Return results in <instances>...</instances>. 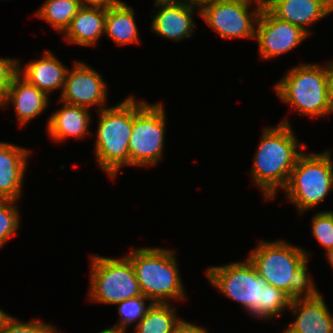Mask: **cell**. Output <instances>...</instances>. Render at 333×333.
Instances as JSON below:
<instances>
[{
    "label": "cell",
    "mask_w": 333,
    "mask_h": 333,
    "mask_svg": "<svg viewBox=\"0 0 333 333\" xmlns=\"http://www.w3.org/2000/svg\"><path fill=\"white\" fill-rule=\"evenodd\" d=\"M206 277L221 294L241 304L253 318L271 319L289 310L291 298L282 290L261 278L246 258L244 262H231L210 266ZM286 308V309H285Z\"/></svg>",
    "instance_id": "6da1fadb"
},
{
    "label": "cell",
    "mask_w": 333,
    "mask_h": 333,
    "mask_svg": "<svg viewBox=\"0 0 333 333\" xmlns=\"http://www.w3.org/2000/svg\"><path fill=\"white\" fill-rule=\"evenodd\" d=\"M247 259L267 284L291 299L316 297L320 292L308 273V252L289 242L260 240ZM309 274V275H308Z\"/></svg>",
    "instance_id": "7a4b0ae2"
},
{
    "label": "cell",
    "mask_w": 333,
    "mask_h": 333,
    "mask_svg": "<svg viewBox=\"0 0 333 333\" xmlns=\"http://www.w3.org/2000/svg\"><path fill=\"white\" fill-rule=\"evenodd\" d=\"M288 119L279 125L263 128L252 165V182L258 185L265 200L275 199L278 188L284 189L305 143L298 142ZM299 151V152H298Z\"/></svg>",
    "instance_id": "3957f363"
},
{
    "label": "cell",
    "mask_w": 333,
    "mask_h": 333,
    "mask_svg": "<svg viewBox=\"0 0 333 333\" xmlns=\"http://www.w3.org/2000/svg\"><path fill=\"white\" fill-rule=\"evenodd\" d=\"M125 256L134 267L141 294L152 303H169L170 298H177V301L186 298L172 249L141 247Z\"/></svg>",
    "instance_id": "277c9868"
},
{
    "label": "cell",
    "mask_w": 333,
    "mask_h": 333,
    "mask_svg": "<svg viewBox=\"0 0 333 333\" xmlns=\"http://www.w3.org/2000/svg\"><path fill=\"white\" fill-rule=\"evenodd\" d=\"M300 64L285 73L274 90L279 99L302 115L326 117L333 113L326 64Z\"/></svg>",
    "instance_id": "5b68a950"
},
{
    "label": "cell",
    "mask_w": 333,
    "mask_h": 333,
    "mask_svg": "<svg viewBox=\"0 0 333 333\" xmlns=\"http://www.w3.org/2000/svg\"><path fill=\"white\" fill-rule=\"evenodd\" d=\"M98 115L95 140L97 166L115 179L123 166H130L128 145L133 127V95L117 105L101 109Z\"/></svg>",
    "instance_id": "8992f818"
},
{
    "label": "cell",
    "mask_w": 333,
    "mask_h": 333,
    "mask_svg": "<svg viewBox=\"0 0 333 333\" xmlns=\"http://www.w3.org/2000/svg\"><path fill=\"white\" fill-rule=\"evenodd\" d=\"M331 157V151L316 154L303 152L298 157L282 191L285 192L286 200L294 204L299 213L319 205L333 188Z\"/></svg>",
    "instance_id": "52a82bcc"
},
{
    "label": "cell",
    "mask_w": 333,
    "mask_h": 333,
    "mask_svg": "<svg viewBox=\"0 0 333 333\" xmlns=\"http://www.w3.org/2000/svg\"><path fill=\"white\" fill-rule=\"evenodd\" d=\"M166 113L162 102L150 104L133 96V127L128 145L130 166H152L163 158Z\"/></svg>",
    "instance_id": "ba28073f"
},
{
    "label": "cell",
    "mask_w": 333,
    "mask_h": 333,
    "mask_svg": "<svg viewBox=\"0 0 333 333\" xmlns=\"http://www.w3.org/2000/svg\"><path fill=\"white\" fill-rule=\"evenodd\" d=\"M90 257L89 301L115 305L142 295L134 267L126 256Z\"/></svg>",
    "instance_id": "9c48e42d"
},
{
    "label": "cell",
    "mask_w": 333,
    "mask_h": 333,
    "mask_svg": "<svg viewBox=\"0 0 333 333\" xmlns=\"http://www.w3.org/2000/svg\"><path fill=\"white\" fill-rule=\"evenodd\" d=\"M253 4L255 8L249 11ZM263 7L264 0H209L200 5V16L222 38L255 40L256 24Z\"/></svg>",
    "instance_id": "30bf717a"
},
{
    "label": "cell",
    "mask_w": 333,
    "mask_h": 333,
    "mask_svg": "<svg viewBox=\"0 0 333 333\" xmlns=\"http://www.w3.org/2000/svg\"><path fill=\"white\" fill-rule=\"evenodd\" d=\"M308 36L300 27L278 19L265 6L262 8L256 24L255 40L263 60L289 52Z\"/></svg>",
    "instance_id": "8fae6325"
},
{
    "label": "cell",
    "mask_w": 333,
    "mask_h": 333,
    "mask_svg": "<svg viewBox=\"0 0 333 333\" xmlns=\"http://www.w3.org/2000/svg\"><path fill=\"white\" fill-rule=\"evenodd\" d=\"M73 66L68 69L59 101L88 109L98 105V111L106 108L108 89L101 74L84 62L77 61Z\"/></svg>",
    "instance_id": "7c38bea8"
},
{
    "label": "cell",
    "mask_w": 333,
    "mask_h": 333,
    "mask_svg": "<svg viewBox=\"0 0 333 333\" xmlns=\"http://www.w3.org/2000/svg\"><path fill=\"white\" fill-rule=\"evenodd\" d=\"M289 309L294 320L283 333H333V316L321 293L291 299Z\"/></svg>",
    "instance_id": "4fadbf2b"
},
{
    "label": "cell",
    "mask_w": 333,
    "mask_h": 333,
    "mask_svg": "<svg viewBox=\"0 0 333 333\" xmlns=\"http://www.w3.org/2000/svg\"><path fill=\"white\" fill-rule=\"evenodd\" d=\"M156 14L151 22L152 32L170 39L171 41H182L190 38L194 33V10L200 15V5L182 1L177 4L157 5Z\"/></svg>",
    "instance_id": "5bb4252c"
},
{
    "label": "cell",
    "mask_w": 333,
    "mask_h": 333,
    "mask_svg": "<svg viewBox=\"0 0 333 333\" xmlns=\"http://www.w3.org/2000/svg\"><path fill=\"white\" fill-rule=\"evenodd\" d=\"M30 154L26 148L0 141V200L18 201L22 197Z\"/></svg>",
    "instance_id": "9a60e30c"
},
{
    "label": "cell",
    "mask_w": 333,
    "mask_h": 333,
    "mask_svg": "<svg viewBox=\"0 0 333 333\" xmlns=\"http://www.w3.org/2000/svg\"><path fill=\"white\" fill-rule=\"evenodd\" d=\"M264 6L278 19L300 27L309 36L312 32L307 27L333 12L322 0H264Z\"/></svg>",
    "instance_id": "2e32d148"
},
{
    "label": "cell",
    "mask_w": 333,
    "mask_h": 333,
    "mask_svg": "<svg viewBox=\"0 0 333 333\" xmlns=\"http://www.w3.org/2000/svg\"><path fill=\"white\" fill-rule=\"evenodd\" d=\"M49 96L36 86L28 83L18 73L13 77L0 108L13 103L18 124L23 127L48 107Z\"/></svg>",
    "instance_id": "e0dca14e"
},
{
    "label": "cell",
    "mask_w": 333,
    "mask_h": 333,
    "mask_svg": "<svg viewBox=\"0 0 333 333\" xmlns=\"http://www.w3.org/2000/svg\"><path fill=\"white\" fill-rule=\"evenodd\" d=\"M41 55L40 59L28 62L24 67L18 61V74L48 96L56 89H61L62 93L69 68L50 51Z\"/></svg>",
    "instance_id": "ac0fdd59"
},
{
    "label": "cell",
    "mask_w": 333,
    "mask_h": 333,
    "mask_svg": "<svg viewBox=\"0 0 333 333\" xmlns=\"http://www.w3.org/2000/svg\"><path fill=\"white\" fill-rule=\"evenodd\" d=\"M106 5H82L63 33L66 42L92 46L104 35Z\"/></svg>",
    "instance_id": "d6986e66"
},
{
    "label": "cell",
    "mask_w": 333,
    "mask_h": 333,
    "mask_svg": "<svg viewBox=\"0 0 333 333\" xmlns=\"http://www.w3.org/2000/svg\"><path fill=\"white\" fill-rule=\"evenodd\" d=\"M47 122V132L52 141L63 142L70 137L84 138L90 132L91 113L88 108L62 103Z\"/></svg>",
    "instance_id": "ffe728a7"
},
{
    "label": "cell",
    "mask_w": 333,
    "mask_h": 333,
    "mask_svg": "<svg viewBox=\"0 0 333 333\" xmlns=\"http://www.w3.org/2000/svg\"><path fill=\"white\" fill-rule=\"evenodd\" d=\"M134 15V9L124 1L116 0L106 5L104 36L122 46L140 42Z\"/></svg>",
    "instance_id": "44dd1931"
},
{
    "label": "cell",
    "mask_w": 333,
    "mask_h": 333,
    "mask_svg": "<svg viewBox=\"0 0 333 333\" xmlns=\"http://www.w3.org/2000/svg\"><path fill=\"white\" fill-rule=\"evenodd\" d=\"M169 303H152L145 316L135 324L133 333H173L180 321L176 307Z\"/></svg>",
    "instance_id": "7402d4cb"
},
{
    "label": "cell",
    "mask_w": 333,
    "mask_h": 333,
    "mask_svg": "<svg viewBox=\"0 0 333 333\" xmlns=\"http://www.w3.org/2000/svg\"><path fill=\"white\" fill-rule=\"evenodd\" d=\"M81 6L79 0H46L34 14L64 33Z\"/></svg>",
    "instance_id": "603a6c76"
},
{
    "label": "cell",
    "mask_w": 333,
    "mask_h": 333,
    "mask_svg": "<svg viewBox=\"0 0 333 333\" xmlns=\"http://www.w3.org/2000/svg\"><path fill=\"white\" fill-rule=\"evenodd\" d=\"M146 300L149 301L148 304H146ZM115 305H118L117 311L120 314L119 317L121 318L118 323L110 328L127 332L129 324H138L139 321L145 316L148 308L152 305V302L144 295H140L135 298L124 300Z\"/></svg>",
    "instance_id": "cb8c5ba5"
},
{
    "label": "cell",
    "mask_w": 333,
    "mask_h": 333,
    "mask_svg": "<svg viewBox=\"0 0 333 333\" xmlns=\"http://www.w3.org/2000/svg\"><path fill=\"white\" fill-rule=\"evenodd\" d=\"M18 201L0 200V249L20 228Z\"/></svg>",
    "instance_id": "d4e9b609"
},
{
    "label": "cell",
    "mask_w": 333,
    "mask_h": 333,
    "mask_svg": "<svg viewBox=\"0 0 333 333\" xmlns=\"http://www.w3.org/2000/svg\"><path fill=\"white\" fill-rule=\"evenodd\" d=\"M312 236L325 248H333V211H319L312 217Z\"/></svg>",
    "instance_id": "484cf974"
},
{
    "label": "cell",
    "mask_w": 333,
    "mask_h": 333,
    "mask_svg": "<svg viewBox=\"0 0 333 333\" xmlns=\"http://www.w3.org/2000/svg\"><path fill=\"white\" fill-rule=\"evenodd\" d=\"M0 333H58V331L54 325L46 324L39 319L21 322L16 317L9 316Z\"/></svg>",
    "instance_id": "4316f807"
},
{
    "label": "cell",
    "mask_w": 333,
    "mask_h": 333,
    "mask_svg": "<svg viewBox=\"0 0 333 333\" xmlns=\"http://www.w3.org/2000/svg\"><path fill=\"white\" fill-rule=\"evenodd\" d=\"M18 73V59L0 58V106L2 105L6 92L13 77Z\"/></svg>",
    "instance_id": "83f0119b"
},
{
    "label": "cell",
    "mask_w": 333,
    "mask_h": 333,
    "mask_svg": "<svg viewBox=\"0 0 333 333\" xmlns=\"http://www.w3.org/2000/svg\"><path fill=\"white\" fill-rule=\"evenodd\" d=\"M173 333H208V331L196 324H192L184 319H180V321L175 325Z\"/></svg>",
    "instance_id": "f1b7e54d"
},
{
    "label": "cell",
    "mask_w": 333,
    "mask_h": 333,
    "mask_svg": "<svg viewBox=\"0 0 333 333\" xmlns=\"http://www.w3.org/2000/svg\"><path fill=\"white\" fill-rule=\"evenodd\" d=\"M326 67L329 76L330 99L333 105V61L327 62Z\"/></svg>",
    "instance_id": "f546056e"
},
{
    "label": "cell",
    "mask_w": 333,
    "mask_h": 333,
    "mask_svg": "<svg viewBox=\"0 0 333 333\" xmlns=\"http://www.w3.org/2000/svg\"><path fill=\"white\" fill-rule=\"evenodd\" d=\"M116 0H79L82 5H109Z\"/></svg>",
    "instance_id": "4dcf8cb0"
},
{
    "label": "cell",
    "mask_w": 333,
    "mask_h": 333,
    "mask_svg": "<svg viewBox=\"0 0 333 333\" xmlns=\"http://www.w3.org/2000/svg\"><path fill=\"white\" fill-rule=\"evenodd\" d=\"M183 0H155L154 5H166V4H177L182 2Z\"/></svg>",
    "instance_id": "1f68e13d"
},
{
    "label": "cell",
    "mask_w": 333,
    "mask_h": 333,
    "mask_svg": "<svg viewBox=\"0 0 333 333\" xmlns=\"http://www.w3.org/2000/svg\"><path fill=\"white\" fill-rule=\"evenodd\" d=\"M10 316V314L5 313L2 309H0V332L2 330V326L5 320Z\"/></svg>",
    "instance_id": "d6a6232c"
},
{
    "label": "cell",
    "mask_w": 333,
    "mask_h": 333,
    "mask_svg": "<svg viewBox=\"0 0 333 333\" xmlns=\"http://www.w3.org/2000/svg\"><path fill=\"white\" fill-rule=\"evenodd\" d=\"M327 261L333 269V248L326 252Z\"/></svg>",
    "instance_id": "836d02e7"
},
{
    "label": "cell",
    "mask_w": 333,
    "mask_h": 333,
    "mask_svg": "<svg viewBox=\"0 0 333 333\" xmlns=\"http://www.w3.org/2000/svg\"><path fill=\"white\" fill-rule=\"evenodd\" d=\"M99 333H126V332L116 330V329H113V328H108V329H105L103 331H100Z\"/></svg>",
    "instance_id": "e575fe53"
},
{
    "label": "cell",
    "mask_w": 333,
    "mask_h": 333,
    "mask_svg": "<svg viewBox=\"0 0 333 333\" xmlns=\"http://www.w3.org/2000/svg\"><path fill=\"white\" fill-rule=\"evenodd\" d=\"M183 1H186V2H189V3H194V4L201 5L202 3L207 2V1H209V0H183Z\"/></svg>",
    "instance_id": "d590c367"
},
{
    "label": "cell",
    "mask_w": 333,
    "mask_h": 333,
    "mask_svg": "<svg viewBox=\"0 0 333 333\" xmlns=\"http://www.w3.org/2000/svg\"><path fill=\"white\" fill-rule=\"evenodd\" d=\"M333 10V0H322Z\"/></svg>",
    "instance_id": "8d00e7d4"
}]
</instances>
